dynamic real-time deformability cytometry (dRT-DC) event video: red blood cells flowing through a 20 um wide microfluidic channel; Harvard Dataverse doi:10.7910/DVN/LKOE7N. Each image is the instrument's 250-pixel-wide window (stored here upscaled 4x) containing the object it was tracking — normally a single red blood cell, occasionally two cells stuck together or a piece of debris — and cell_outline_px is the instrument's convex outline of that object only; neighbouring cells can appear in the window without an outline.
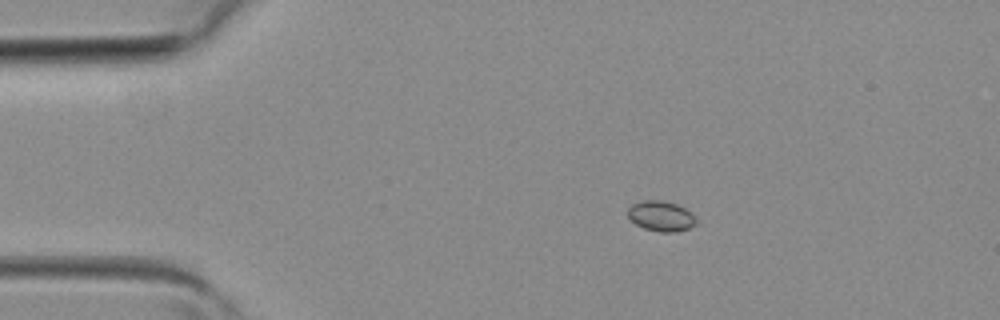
{"species": "common noctule bat (a hibernating species)", "species_latin": "Nyctalus noctula", "temperature_condition": "room temperature", "stored_images_in_passage": 2, "camera_frame_rate_fps": 3000, "um_per_image_px": 0.085, "animal": {"sex": "female", "body_mass_g": 19.3, "forearm_length_mm": 54.1}, "frame": {"image": 1, "passage_image": 1, "time_ms": 0.0, "image_size_px": [1000, 320], "cell_outline_px": [[700, 220], [696, 224], [688, 228], [676, 232], [660, 232], [644, 228], [636, 224], [628, 216], [628, 208], [632, 204], [644, 200], [664, 200], [676, 204], [692, 212]], "centroid_in_image_um": [56.24, 18.36], "position_along_channel_um": 28.8, "area_um2": 12.2}}